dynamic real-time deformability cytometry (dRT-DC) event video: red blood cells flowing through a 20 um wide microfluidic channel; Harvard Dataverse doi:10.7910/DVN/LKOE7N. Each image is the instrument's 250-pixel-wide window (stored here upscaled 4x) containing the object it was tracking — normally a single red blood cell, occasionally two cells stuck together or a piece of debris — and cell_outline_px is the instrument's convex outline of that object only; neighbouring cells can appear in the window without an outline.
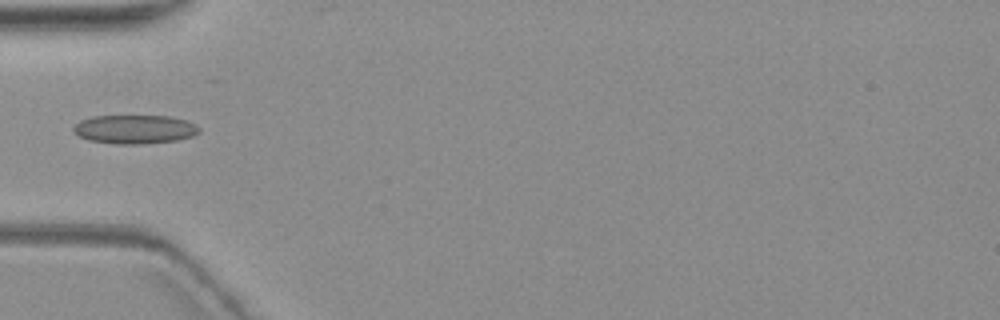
{"species": "common noctule bat (a hibernating species)", "species_latin": "Nyctalus noctula", "temperature_condition": "warm", "stored_images_in_passage": 3, "camera_frame_rate_fps": 3000, "um_per_image_px": 0.085, "animal": {"sex": "female", "body_mass_g": 19.3, "forearm_length_mm": 54.1}, "frame": {"image": 1, "passage_image": 3, "time_ms": 3.333, "image_size_px": [1000, 320], "cell_outline_px": [[200, 132], [192, 136], [176, 140], [140, 144], [116, 144], [88, 140], [72, 132], [72, 128], [80, 120], [92, 116], [168, 116], [184, 120], [196, 124], [200, 128]], "centroid_in_image_um": [11.42, 10.99], "position_along_channel_um": 73.6, "area_um2": 21.1}}